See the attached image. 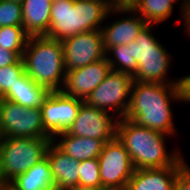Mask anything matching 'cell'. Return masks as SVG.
<instances>
[{
  "instance_id": "1",
  "label": "cell",
  "mask_w": 190,
  "mask_h": 190,
  "mask_svg": "<svg viewBox=\"0 0 190 190\" xmlns=\"http://www.w3.org/2000/svg\"><path fill=\"white\" fill-rule=\"evenodd\" d=\"M182 103L180 84L133 81L125 118L138 126L175 137L174 103Z\"/></svg>"
},
{
  "instance_id": "2",
  "label": "cell",
  "mask_w": 190,
  "mask_h": 190,
  "mask_svg": "<svg viewBox=\"0 0 190 190\" xmlns=\"http://www.w3.org/2000/svg\"><path fill=\"white\" fill-rule=\"evenodd\" d=\"M116 136L129 152L135 169L183 166L181 149L176 146L173 151L167 149L166 141L172 137L170 135L138 126L127 118H121L117 124Z\"/></svg>"
},
{
  "instance_id": "3",
  "label": "cell",
  "mask_w": 190,
  "mask_h": 190,
  "mask_svg": "<svg viewBox=\"0 0 190 190\" xmlns=\"http://www.w3.org/2000/svg\"><path fill=\"white\" fill-rule=\"evenodd\" d=\"M109 10L100 0L53 1L46 37L62 41L79 33L101 30Z\"/></svg>"
},
{
  "instance_id": "4",
  "label": "cell",
  "mask_w": 190,
  "mask_h": 190,
  "mask_svg": "<svg viewBox=\"0 0 190 190\" xmlns=\"http://www.w3.org/2000/svg\"><path fill=\"white\" fill-rule=\"evenodd\" d=\"M26 74L50 92L61 91L65 82L64 50L60 40L29 37L22 55Z\"/></svg>"
},
{
  "instance_id": "5",
  "label": "cell",
  "mask_w": 190,
  "mask_h": 190,
  "mask_svg": "<svg viewBox=\"0 0 190 190\" xmlns=\"http://www.w3.org/2000/svg\"><path fill=\"white\" fill-rule=\"evenodd\" d=\"M155 26L156 24H147L135 40L128 44L132 57L137 62L133 81L180 84V77L172 79L168 74L170 67H173V53H170L156 37L153 32Z\"/></svg>"
},
{
  "instance_id": "6",
  "label": "cell",
  "mask_w": 190,
  "mask_h": 190,
  "mask_svg": "<svg viewBox=\"0 0 190 190\" xmlns=\"http://www.w3.org/2000/svg\"><path fill=\"white\" fill-rule=\"evenodd\" d=\"M52 138H0V180L10 183L46 156Z\"/></svg>"
},
{
  "instance_id": "7",
  "label": "cell",
  "mask_w": 190,
  "mask_h": 190,
  "mask_svg": "<svg viewBox=\"0 0 190 190\" xmlns=\"http://www.w3.org/2000/svg\"><path fill=\"white\" fill-rule=\"evenodd\" d=\"M1 138H53L44 128L41 108H26L0 98Z\"/></svg>"
},
{
  "instance_id": "8",
  "label": "cell",
  "mask_w": 190,
  "mask_h": 190,
  "mask_svg": "<svg viewBox=\"0 0 190 190\" xmlns=\"http://www.w3.org/2000/svg\"><path fill=\"white\" fill-rule=\"evenodd\" d=\"M132 83V75L111 70L85 102L111 112L119 119L125 118L130 103Z\"/></svg>"
},
{
  "instance_id": "9",
  "label": "cell",
  "mask_w": 190,
  "mask_h": 190,
  "mask_svg": "<svg viewBox=\"0 0 190 190\" xmlns=\"http://www.w3.org/2000/svg\"><path fill=\"white\" fill-rule=\"evenodd\" d=\"M98 161L102 188L126 190L128 181L132 177L135 168L129 152L117 136L105 142Z\"/></svg>"
},
{
  "instance_id": "10",
  "label": "cell",
  "mask_w": 190,
  "mask_h": 190,
  "mask_svg": "<svg viewBox=\"0 0 190 190\" xmlns=\"http://www.w3.org/2000/svg\"><path fill=\"white\" fill-rule=\"evenodd\" d=\"M119 118L106 110L81 103L77 117L66 131L72 136L110 141L116 137Z\"/></svg>"
},
{
  "instance_id": "11",
  "label": "cell",
  "mask_w": 190,
  "mask_h": 190,
  "mask_svg": "<svg viewBox=\"0 0 190 190\" xmlns=\"http://www.w3.org/2000/svg\"><path fill=\"white\" fill-rule=\"evenodd\" d=\"M65 70L70 71L106 57L101 30L79 33L62 40Z\"/></svg>"
},
{
  "instance_id": "12",
  "label": "cell",
  "mask_w": 190,
  "mask_h": 190,
  "mask_svg": "<svg viewBox=\"0 0 190 190\" xmlns=\"http://www.w3.org/2000/svg\"><path fill=\"white\" fill-rule=\"evenodd\" d=\"M83 100L65 95L62 91L50 92L41 106L45 130L54 137L65 132L77 117Z\"/></svg>"
},
{
  "instance_id": "13",
  "label": "cell",
  "mask_w": 190,
  "mask_h": 190,
  "mask_svg": "<svg viewBox=\"0 0 190 190\" xmlns=\"http://www.w3.org/2000/svg\"><path fill=\"white\" fill-rule=\"evenodd\" d=\"M113 15L117 18L109 23ZM147 24L132 9H110L101 27L105 51L116 45L133 42Z\"/></svg>"
},
{
  "instance_id": "14",
  "label": "cell",
  "mask_w": 190,
  "mask_h": 190,
  "mask_svg": "<svg viewBox=\"0 0 190 190\" xmlns=\"http://www.w3.org/2000/svg\"><path fill=\"white\" fill-rule=\"evenodd\" d=\"M111 71L106 57L84 67L67 71L62 92L85 101Z\"/></svg>"
},
{
  "instance_id": "15",
  "label": "cell",
  "mask_w": 190,
  "mask_h": 190,
  "mask_svg": "<svg viewBox=\"0 0 190 190\" xmlns=\"http://www.w3.org/2000/svg\"><path fill=\"white\" fill-rule=\"evenodd\" d=\"M183 166L135 169L126 190H173L178 173Z\"/></svg>"
},
{
  "instance_id": "16",
  "label": "cell",
  "mask_w": 190,
  "mask_h": 190,
  "mask_svg": "<svg viewBox=\"0 0 190 190\" xmlns=\"http://www.w3.org/2000/svg\"><path fill=\"white\" fill-rule=\"evenodd\" d=\"M55 186L60 190L79 185V164L74 158L61 151L53 142L46 150Z\"/></svg>"
},
{
  "instance_id": "17",
  "label": "cell",
  "mask_w": 190,
  "mask_h": 190,
  "mask_svg": "<svg viewBox=\"0 0 190 190\" xmlns=\"http://www.w3.org/2000/svg\"><path fill=\"white\" fill-rule=\"evenodd\" d=\"M52 142L77 161L98 158L105 145L103 140L72 136L66 131L56 134L52 138Z\"/></svg>"
},
{
  "instance_id": "18",
  "label": "cell",
  "mask_w": 190,
  "mask_h": 190,
  "mask_svg": "<svg viewBox=\"0 0 190 190\" xmlns=\"http://www.w3.org/2000/svg\"><path fill=\"white\" fill-rule=\"evenodd\" d=\"M51 5V0H25L22 3V27L29 37L47 35Z\"/></svg>"
},
{
  "instance_id": "19",
  "label": "cell",
  "mask_w": 190,
  "mask_h": 190,
  "mask_svg": "<svg viewBox=\"0 0 190 190\" xmlns=\"http://www.w3.org/2000/svg\"><path fill=\"white\" fill-rule=\"evenodd\" d=\"M50 91L34 82L26 72L19 78V82L2 98L16 102L26 108H41Z\"/></svg>"
},
{
  "instance_id": "20",
  "label": "cell",
  "mask_w": 190,
  "mask_h": 190,
  "mask_svg": "<svg viewBox=\"0 0 190 190\" xmlns=\"http://www.w3.org/2000/svg\"><path fill=\"white\" fill-rule=\"evenodd\" d=\"M16 190H46L55 186L47 156L9 183Z\"/></svg>"
},
{
  "instance_id": "21",
  "label": "cell",
  "mask_w": 190,
  "mask_h": 190,
  "mask_svg": "<svg viewBox=\"0 0 190 190\" xmlns=\"http://www.w3.org/2000/svg\"><path fill=\"white\" fill-rule=\"evenodd\" d=\"M173 0H140L132 9L148 24H160L171 17L174 9Z\"/></svg>"
},
{
  "instance_id": "22",
  "label": "cell",
  "mask_w": 190,
  "mask_h": 190,
  "mask_svg": "<svg viewBox=\"0 0 190 190\" xmlns=\"http://www.w3.org/2000/svg\"><path fill=\"white\" fill-rule=\"evenodd\" d=\"M106 59L111 70L134 75L137 71V62L132 57L128 45H116L106 51Z\"/></svg>"
},
{
  "instance_id": "23",
  "label": "cell",
  "mask_w": 190,
  "mask_h": 190,
  "mask_svg": "<svg viewBox=\"0 0 190 190\" xmlns=\"http://www.w3.org/2000/svg\"><path fill=\"white\" fill-rule=\"evenodd\" d=\"M29 36L22 26L0 27V46L13 52H24Z\"/></svg>"
},
{
  "instance_id": "24",
  "label": "cell",
  "mask_w": 190,
  "mask_h": 190,
  "mask_svg": "<svg viewBox=\"0 0 190 190\" xmlns=\"http://www.w3.org/2000/svg\"><path fill=\"white\" fill-rule=\"evenodd\" d=\"M79 185L104 190L100 179V166L98 158L80 161Z\"/></svg>"
},
{
  "instance_id": "25",
  "label": "cell",
  "mask_w": 190,
  "mask_h": 190,
  "mask_svg": "<svg viewBox=\"0 0 190 190\" xmlns=\"http://www.w3.org/2000/svg\"><path fill=\"white\" fill-rule=\"evenodd\" d=\"M25 73L24 63L20 58L16 63L0 67V98L13 88Z\"/></svg>"
},
{
  "instance_id": "26",
  "label": "cell",
  "mask_w": 190,
  "mask_h": 190,
  "mask_svg": "<svg viewBox=\"0 0 190 190\" xmlns=\"http://www.w3.org/2000/svg\"><path fill=\"white\" fill-rule=\"evenodd\" d=\"M22 26V4L0 0V27Z\"/></svg>"
},
{
  "instance_id": "27",
  "label": "cell",
  "mask_w": 190,
  "mask_h": 190,
  "mask_svg": "<svg viewBox=\"0 0 190 190\" xmlns=\"http://www.w3.org/2000/svg\"><path fill=\"white\" fill-rule=\"evenodd\" d=\"M24 52H13L0 46V67L12 65L22 58Z\"/></svg>"
},
{
  "instance_id": "28",
  "label": "cell",
  "mask_w": 190,
  "mask_h": 190,
  "mask_svg": "<svg viewBox=\"0 0 190 190\" xmlns=\"http://www.w3.org/2000/svg\"><path fill=\"white\" fill-rule=\"evenodd\" d=\"M180 14V19L176 20V24L183 20L181 23H183V26L185 28L184 32L187 34V36H190V0H185Z\"/></svg>"
},
{
  "instance_id": "29",
  "label": "cell",
  "mask_w": 190,
  "mask_h": 190,
  "mask_svg": "<svg viewBox=\"0 0 190 190\" xmlns=\"http://www.w3.org/2000/svg\"><path fill=\"white\" fill-rule=\"evenodd\" d=\"M173 190H190V174L184 168L178 173Z\"/></svg>"
},
{
  "instance_id": "30",
  "label": "cell",
  "mask_w": 190,
  "mask_h": 190,
  "mask_svg": "<svg viewBox=\"0 0 190 190\" xmlns=\"http://www.w3.org/2000/svg\"><path fill=\"white\" fill-rule=\"evenodd\" d=\"M180 90L183 104H190V74L180 76Z\"/></svg>"
},
{
  "instance_id": "31",
  "label": "cell",
  "mask_w": 190,
  "mask_h": 190,
  "mask_svg": "<svg viewBox=\"0 0 190 190\" xmlns=\"http://www.w3.org/2000/svg\"><path fill=\"white\" fill-rule=\"evenodd\" d=\"M140 0H120V9H133Z\"/></svg>"
},
{
  "instance_id": "32",
  "label": "cell",
  "mask_w": 190,
  "mask_h": 190,
  "mask_svg": "<svg viewBox=\"0 0 190 190\" xmlns=\"http://www.w3.org/2000/svg\"><path fill=\"white\" fill-rule=\"evenodd\" d=\"M103 2L109 9H120V0H100Z\"/></svg>"
},
{
  "instance_id": "33",
  "label": "cell",
  "mask_w": 190,
  "mask_h": 190,
  "mask_svg": "<svg viewBox=\"0 0 190 190\" xmlns=\"http://www.w3.org/2000/svg\"><path fill=\"white\" fill-rule=\"evenodd\" d=\"M63 190H101V189H97L94 187H88V186H82V185H76L73 187H68V188L63 189Z\"/></svg>"
},
{
  "instance_id": "34",
  "label": "cell",
  "mask_w": 190,
  "mask_h": 190,
  "mask_svg": "<svg viewBox=\"0 0 190 190\" xmlns=\"http://www.w3.org/2000/svg\"><path fill=\"white\" fill-rule=\"evenodd\" d=\"M178 2V3H177ZM184 2H185V0H173V5L174 4H180V5H177V6H179L178 8H179V10H178V12L180 13L181 12V10H182V8H183V5H184Z\"/></svg>"
},
{
  "instance_id": "35",
  "label": "cell",
  "mask_w": 190,
  "mask_h": 190,
  "mask_svg": "<svg viewBox=\"0 0 190 190\" xmlns=\"http://www.w3.org/2000/svg\"><path fill=\"white\" fill-rule=\"evenodd\" d=\"M2 190H16L9 183H2Z\"/></svg>"
},
{
  "instance_id": "36",
  "label": "cell",
  "mask_w": 190,
  "mask_h": 190,
  "mask_svg": "<svg viewBox=\"0 0 190 190\" xmlns=\"http://www.w3.org/2000/svg\"><path fill=\"white\" fill-rule=\"evenodd\" d=\"M183 168L190 174V165L185 160L184 155H183Z\"/></svg>"
},
{
  "instance_id": "37",
  "label": "cell",
  "mask_w": 190,
  "mask_h": 190,
  "mask_svg": "<svg viewBox=\"0 0 190 190\" xmlns=\"http://www.w3.org/2000/svg\"><path fill=\"white\" fill-rule=\"evenodd\" d=\"M7 1L17 2L19 4H22L25 0H7Z\"/></svg>"
},
{
  "instance_id": "38",
  "label": "cell",
  "mask_w": 190,
  "mask_h": 190,
  "mask_svg": "<svg viewBox=\"0 0 190 190\" xmlns=\"http://www.w3.org/2000/svg\"><path fill=\"white\" fill-rule=\"evenodd\" d=\"M46 190H60V189H59V188H57L56 186H54V187H51V188L46 189Z\"/></svg>"
},
{
  "instance_id": "39",
  "label": "cell",
  "mask_w": 190,
  "mask_h": 190,
  "mask_svg": "<svg viewBox=\"0 0 190 190\" xmlns=\"http://www.w3.org/2000/svg\"><path fill=\"white\" fill-rule=\"evenodd\" d=\"M74 1H91V0H74Z\"/></svg>"
}]
</instances>
